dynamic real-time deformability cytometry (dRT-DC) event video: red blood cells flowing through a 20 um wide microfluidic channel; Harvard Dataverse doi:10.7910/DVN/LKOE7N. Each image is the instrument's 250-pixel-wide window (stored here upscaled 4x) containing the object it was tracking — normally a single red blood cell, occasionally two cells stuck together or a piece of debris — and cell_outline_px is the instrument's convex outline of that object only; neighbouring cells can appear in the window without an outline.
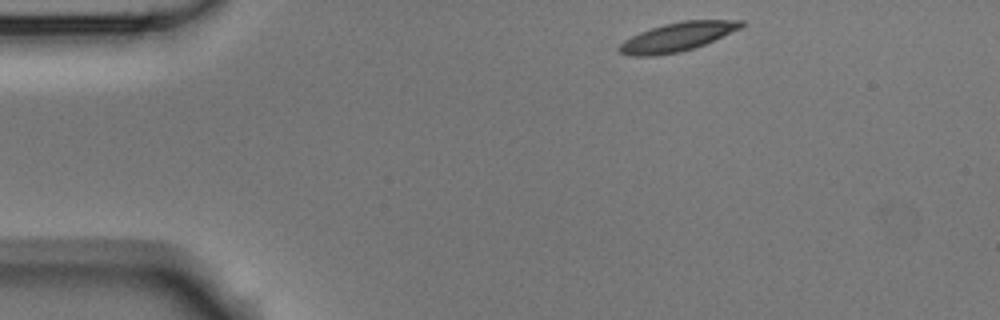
{"species": "Egyptian fruit bat (a non-hibernating species)", "species_latin": "Rousettus aegyptiacus", "temperature_condition": "room temperature", "stored_images_in_passage": 4, "camera_frame_rate_fps": 3000, "um_per_image_px": 0.085, "animal": {"sex": "male"}, "frame": {"image": 1, "passage_image": 1, "time_ms": 0.0, "image_size_px": [1000, 320], "cell_outline_px": [[744, 24], [740, 28], [704, 44], [680, 52], [648, 56], [628, 56], [620, 52], [616, 48], [624, 40], [640, 32], [664, 24], [684, 20], [744, 20]], "centroid_in_image_um": [57.53, 3.14], "position_along_channel_um": 27.5, "area_um2": 20.17}}